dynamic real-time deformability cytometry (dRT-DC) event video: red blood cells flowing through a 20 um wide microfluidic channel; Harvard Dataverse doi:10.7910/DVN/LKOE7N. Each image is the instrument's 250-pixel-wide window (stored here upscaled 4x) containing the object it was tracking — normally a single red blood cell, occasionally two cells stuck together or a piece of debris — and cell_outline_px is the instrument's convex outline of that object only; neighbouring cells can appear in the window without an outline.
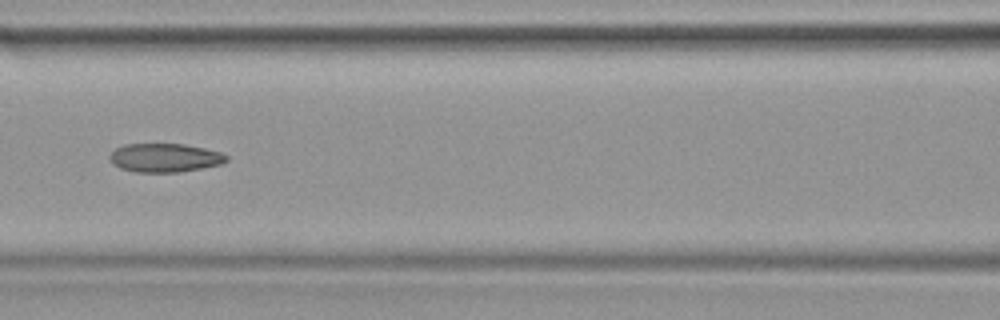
{"species": "common noctule bat (a hibernating species)", "species_latin": "Nyctalus noctula", "temperature_condition": "warm", "stored_images_in_passage": 29, "camera_frame_rate_fps": 3000, "um_per_image_px": 0.085, "animal": {"sex": "female", "body_mass_g": 19.9}, "frame": {"image": 1, "passage_image": 9, "time_ms": 2.667, "image_size_px": [1000, 320], "cell_outline_px": [[228, 160], [220, 164], [180, 172], [136, 172], [120, 168], [112, 164], [108, 156], [116, 148], [124, 144], [184, 144], [204, 148], [220, 152], [228, 156]], "centroid_in_image_um": [13.98, 13.41], "position_along_channel_um": 152.6, "area_um2": 19.48}}